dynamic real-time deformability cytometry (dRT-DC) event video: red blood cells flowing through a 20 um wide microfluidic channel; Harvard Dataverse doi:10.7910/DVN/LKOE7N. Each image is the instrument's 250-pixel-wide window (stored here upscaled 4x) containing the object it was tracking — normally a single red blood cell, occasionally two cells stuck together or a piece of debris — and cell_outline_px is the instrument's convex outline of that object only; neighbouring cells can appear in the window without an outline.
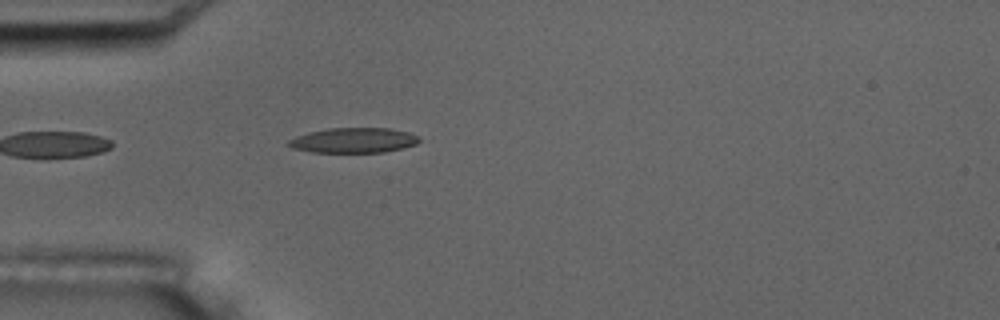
{"species": "common noctule bat (a hibernating species)", "species_latin": "Nyctalus noctula", "temperature_condition": "room temperature", "stored_images_in_passage": 1, "camera_frame_rate_fps": 3000, "um_per_image_px": 0.085, "animal": {"sex": "male", "body_mass_g": 17.5, "forearm_length_mm": 52.3}, "frame": {"image": 1, "passage_image": 1, "time_ms": 0.0, "image_size_px": [1000, 320], "cell_outline_px": [[420, 140], [416, 144], [404, 148], [384, 152], [312, 152], [292, 148], [288, 144], [288, 140], [296, 136], [308, 132], [328, 128], [388, 128], [408, 132], [420, 136]], "centroid_in_image_um": [30.07, 11.92], "position_along_channel_um": 54.9, "area_um2": 19.13}}